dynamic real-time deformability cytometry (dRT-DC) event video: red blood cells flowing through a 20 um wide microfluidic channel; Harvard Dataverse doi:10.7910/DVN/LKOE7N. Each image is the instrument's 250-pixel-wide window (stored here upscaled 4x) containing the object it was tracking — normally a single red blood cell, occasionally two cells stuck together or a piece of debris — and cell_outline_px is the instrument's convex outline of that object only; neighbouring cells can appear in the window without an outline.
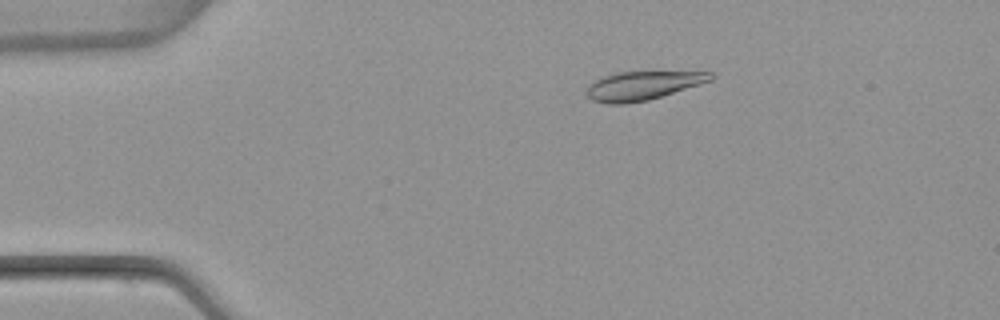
{"species": "common noctule bat (a hibernating species)", "species_latin": "Nyctalus noctula", "temperature_condition": "warm", "stored_images_in_passage": 3, "camera_frame_rate_fps": 3000, "um_per_image_px": 0.085, "animal": {"sex": "female", "body_mass_g": 22.7, "forearm_length_mm": 54.2}, "frame": {"image": 1, "passage_image": 2, "time_ms": 1.0, "image_size_px": [1000, 320], "cell_outline_px": [[716, 76], [712, 80], [700, 84], [648, 100], [624, 104], [608, 104], [592, 100], [584, 92], [588, 84], [604, 76], [616, 72], [712, 72]], "centroid_in_image_um": [54.59, 7.28], "position_along_channel_um": 30.4, "area_um2": 20.69}}